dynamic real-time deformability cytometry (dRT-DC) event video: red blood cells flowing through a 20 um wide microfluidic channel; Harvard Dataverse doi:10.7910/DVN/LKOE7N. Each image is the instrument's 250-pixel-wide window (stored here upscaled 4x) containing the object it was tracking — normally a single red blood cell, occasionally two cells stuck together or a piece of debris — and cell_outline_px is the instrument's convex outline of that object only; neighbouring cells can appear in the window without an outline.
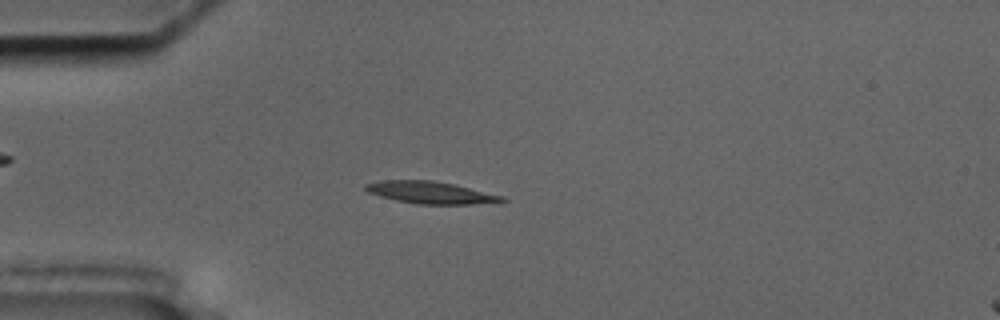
{"species": "common noctule bat (a hibernating species)", "species_latin": "Nyctalus noctula", "temperature_condition": "cold", "stored_images_in_passage": 49, "camera_frame_rate_fps": 3000, "um_per_image_px": 0.085, "animal": {"sex": "male", "body_mass_g": 17.5, "forearm_length_mm": 52.3}, "frame": {"image": 1, "passage_image": 8, "time_ms": 2.333, "image_size_px": [1000, 320], "cell_outline_px": [[508, 200], [472, 204], [420, 204], [396, 200], [380, 196], [368, 192], [364, 188], [364, 184], [384, 180], [432, 180], [456, 184], [504, 196]], "centroid_in_image_um": [36.6, 16.35], "position_along_channel_um": 48.4, "area_um2": 17.51}}
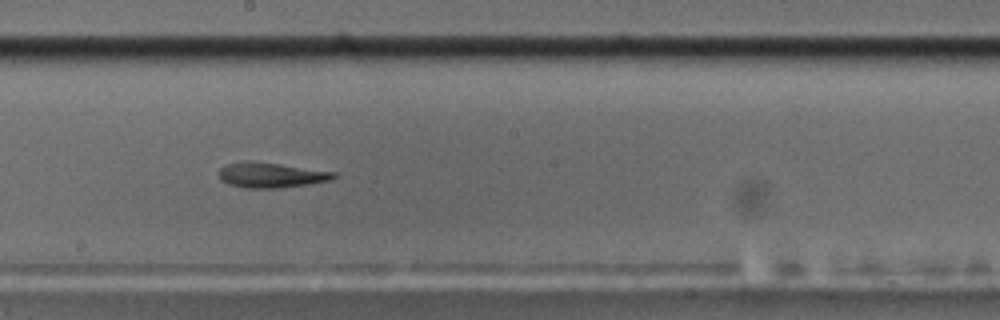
{"frame": {"image": 2, "passage_image": 24, "time_ms": 7.667, "image_size_px": [1000, 320], "cell_outline_px": [[336, 176], [332, 180], [308, 184], [280, 188], [244, 188], [228, 184], [220, 180], [220, 168], [228, 164], [248, 160], [252, 160], [336, 172]], "centroid_in_image_um": [23.03, 14.88], "position_along_channel_um": 225.2, "area_um2": 16.88}}
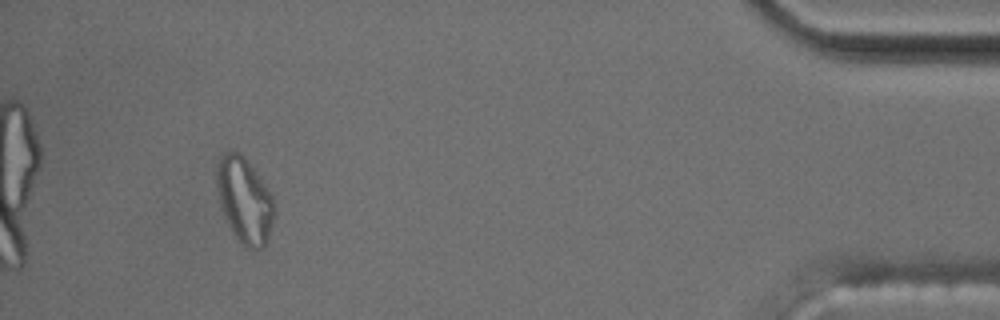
{"frame": {"image": 3, "passage_image": 45, "time_ms": 14.667, "image_size_px": [1000, 320], "cell_outline_px": [[276, 212], [264, 248], [248, 248], [232, 232], [220, 208], [216, 184], [216, 164], [220, 156], [224, 152], [240, 152], [248, 160], [260, 176], [272, 196], [276, 208]], "centroid_in_image_um": [20.78, 16.98], "position_along_channel_um": 414.4, "area_um2": 28.9}, "authors_computed_cell_mechanics": {"area_um2": 17.2822, "velocity_mm_per_s": 3.6024, "shape_relaxation_time_tau1_ms": null, "shape_relaxation_time_tau2_ms": 4.4103, "deformation_change_tau1": null, "deformation_change_tau2": 0.1364}}